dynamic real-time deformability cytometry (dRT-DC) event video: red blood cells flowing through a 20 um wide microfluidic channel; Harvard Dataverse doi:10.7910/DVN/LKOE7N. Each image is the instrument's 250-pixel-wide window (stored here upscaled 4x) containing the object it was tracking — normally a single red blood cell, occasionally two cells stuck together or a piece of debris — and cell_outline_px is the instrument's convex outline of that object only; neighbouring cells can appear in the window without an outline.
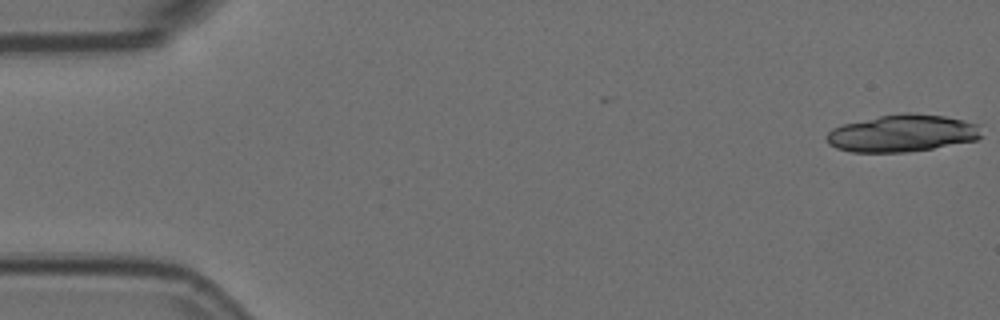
{"species": "Egyptian fruit bat (a non-hibernating species)", "species_latin": "Rousettus aegyptiacus", "temperature_condition": "room temperature", "stored_images_in_passage": 4, "camera_frame_rate_fps": 3000, "um_per_image_px": 0.085, "animal": {"sex": "female"}, "frame": {"image": 1, "passage_image": 1, "time_ms": 0.0, "image_size_px": [1000, 320], "cell_outline_px": [[984, 136], [976, 140], [932, 148], [908, 152], [852, 152], [836, 148], [828, 144], [824, 136], [832, 128], [844, 124], [880, 116], [904, 112], [912, 112], [944, 116], [964, 120], [980, 124]], "centroid_in_image_um": [76.72, 11.32], "position_along_channel_um": 8.3, "area_um2": 33.81}}